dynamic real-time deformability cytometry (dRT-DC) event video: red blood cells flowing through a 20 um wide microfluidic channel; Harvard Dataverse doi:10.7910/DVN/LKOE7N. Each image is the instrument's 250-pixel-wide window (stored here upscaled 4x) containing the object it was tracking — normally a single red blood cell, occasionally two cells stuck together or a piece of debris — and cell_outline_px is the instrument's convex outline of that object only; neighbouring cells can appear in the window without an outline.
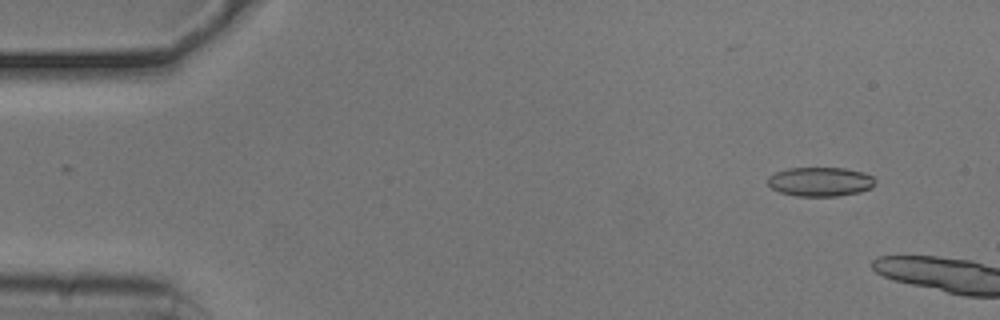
{"species": "common noctule bat (a hibernating species)", "species_latin": "Nyctalus noctula", "temperature_condition": "cold", "stored_images_in_passage": 8, "camera_frame_rate_fps": 3000, "um_per_image_px": 0.085, "animal": {"sex": "male", "body_mass_g": 20.5, "forearm_length_mm": 52.5}, "frame": {"image": 1, "passage_image": 5, "time_ms": 1.333, "image_size_px": [1000, 320], "cell_outline_px": [[876, 184], [872, 188], [860, 192], [836, 196], [796, 196], [780, 192], [772, 188], [768, 184], [768, 176], [776, 172], [788, 168], [844, 168], [864, 172], [872, 176], [876, 180]], "centroid_in_image_um": [69.75, 15.44], "position_along_channel_um": 15.2, "area_um2": 18.38}}